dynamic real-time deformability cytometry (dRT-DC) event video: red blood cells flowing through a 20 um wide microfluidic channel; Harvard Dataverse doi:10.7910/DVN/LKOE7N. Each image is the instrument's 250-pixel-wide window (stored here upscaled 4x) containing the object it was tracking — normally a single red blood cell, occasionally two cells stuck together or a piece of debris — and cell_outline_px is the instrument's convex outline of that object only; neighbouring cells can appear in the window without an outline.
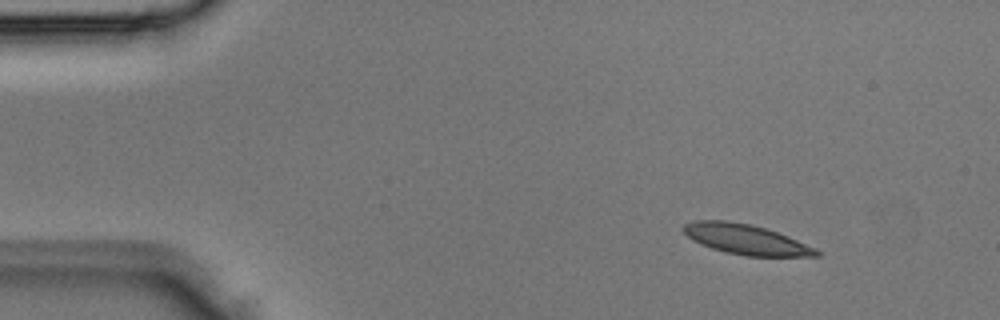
{"species": "Egyptian fruit bat (a non-hibernating species)", "species_latin": "Rousettus aegyptiacus", "temperature_condition": "room temperature", "stored_images_in_passage": 3, "camera_frame_rate_fps": 3000, "um_per_image_px": 0.085, "animal": {"sex": "male"}, "frame": {"image": 1, "passage_image": 1, "time_ms": 0.0, "image_size_px": [1000, 320], "cell_outline_px": [[820, 256], [748, 256], [728, 252], [712, 248], [700, 244], [692, 240], [680, 228], [684, 224], [696, 220], [728, 220], [752, 224], [788, 236], [816, 248], [820, 252]], "centroid_in_image_um": [63.38, 20.33], "position_along_channel_um": 21.6, "area_um2": 23.24}}
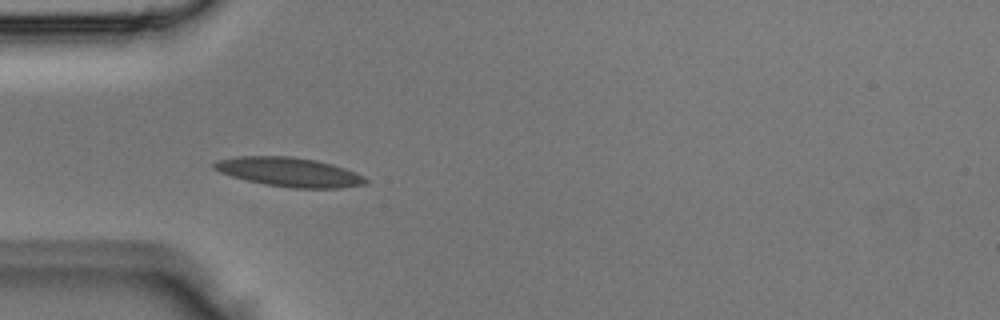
{"frame": {"image": 2, "passage_image": 3, "time_ms": 0.667, "image_size_px": [1000, 320], "cell_outline_px": [[368, 184], [340, 188], [292, 188], [264, 184], [232, 176], [220, 172], [212, 168], [212, 164], [216, 160], [236, 156], [292, 156], [316, 160], [332, 164], [344, 168], [364, 176], [368, 180]], "centroid_in_image_um": [24.58, 14.62], "position_along_channel_um": 60.4, "area_um2": 25.84}}